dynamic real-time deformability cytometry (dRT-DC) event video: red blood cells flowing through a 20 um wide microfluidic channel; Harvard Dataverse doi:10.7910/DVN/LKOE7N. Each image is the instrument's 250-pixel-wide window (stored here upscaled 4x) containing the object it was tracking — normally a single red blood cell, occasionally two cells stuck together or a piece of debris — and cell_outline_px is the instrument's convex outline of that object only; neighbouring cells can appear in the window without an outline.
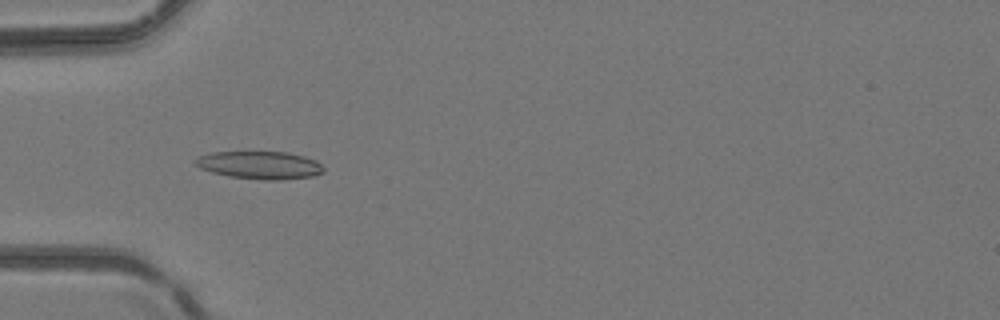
{"species": "common noctule bat (a hibernating species)", "species_latin": "Nyctalus noctula", "temperature_condition": "room temperature", "stored_images_in_passage": 3, "camera_frame_rate_fps": 3000, "um_per_image_px": 0.085, "animal": {"sex": "female", "body_mass_g": 24.6, "forearm_length_mm": 56.2}, "frame": {"image": 1, "passage_image": 2, "time_ms": 0.333, "image_size_px": [1000, 320], "cell_outline_px": [[324, 172], [312, 176], [280, 180], [264, 180], [228, 176], [212, 172], [200, 168], [192, 160], [196, 156], [212, 152], [288, 152], [304, 156], [316, 160], [324, 168]], "centroid_in_image_um": [22.06, 14.03], "position_along_channel_um": 62.9, "area_um2": 20.87}}
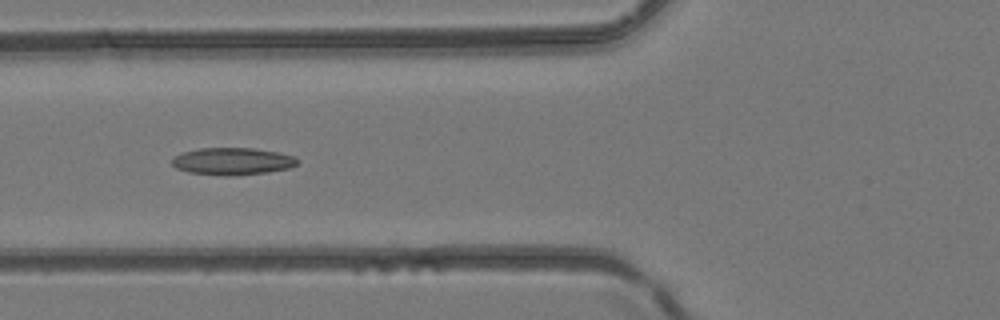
{"frame": {"image": 2, "passage_image": 3, "time_ms": 0.667, "image_size_px": [1000, 320], "cell_outline_px": [[300, 160], [292, 168], [268, 172], [236, 176], [232, 176], [188, 172], [176, 168], [172, 164], [172, 156], [184, 152], [200, 148], [252, 148], [280, 152], [296, 156]], "centroid_in_image_um": [19.81, 13.71], "position_along_channel_um": 106.0, "area_um2": 20.11}}